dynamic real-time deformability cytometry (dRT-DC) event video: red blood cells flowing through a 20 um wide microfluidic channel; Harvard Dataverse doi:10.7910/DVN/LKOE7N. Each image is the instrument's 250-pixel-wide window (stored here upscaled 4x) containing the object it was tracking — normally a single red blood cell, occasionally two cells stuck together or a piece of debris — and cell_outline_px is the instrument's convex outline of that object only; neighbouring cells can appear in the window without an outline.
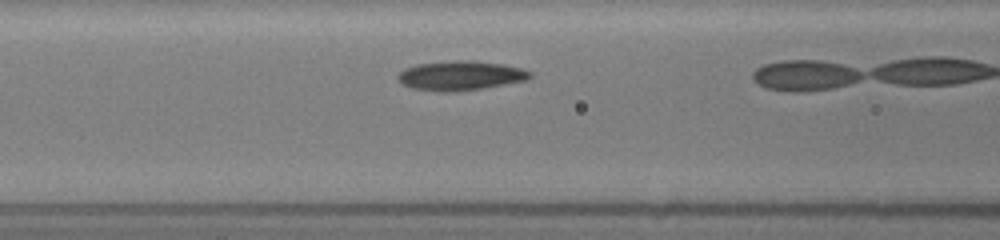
{"species": "common noctule bat (a hibernating species)", "species_latin": "Nyctalus noctula", "temperature_condition": "room temperature", "stored_images_in_passage": 20, "camera_frame_rate_fps": 3000, "um_per_image_px": 0.085, "animal": {"sex": "female", "body_mass_g": 19.5, "forearm_length_mm": 54.1}, "frame": {"image": 1, "passage_image": 6, "time_ms": 1.667, "image_size_px": [1000, 240], "cell_outline_px": [[532, 76], [528, 80], [484, 88], [452, 92], [440, 92], [412, 88], [400, 84], [396, 76], [404, 68], [416, 64], [456, 60], [472, 60], [504, 64], [520, 68], [532, 72]], "centroid_in_image_um": [39.13, 6.43], "position_along_channel_um": 127.5, "area_um2": 22.95}}